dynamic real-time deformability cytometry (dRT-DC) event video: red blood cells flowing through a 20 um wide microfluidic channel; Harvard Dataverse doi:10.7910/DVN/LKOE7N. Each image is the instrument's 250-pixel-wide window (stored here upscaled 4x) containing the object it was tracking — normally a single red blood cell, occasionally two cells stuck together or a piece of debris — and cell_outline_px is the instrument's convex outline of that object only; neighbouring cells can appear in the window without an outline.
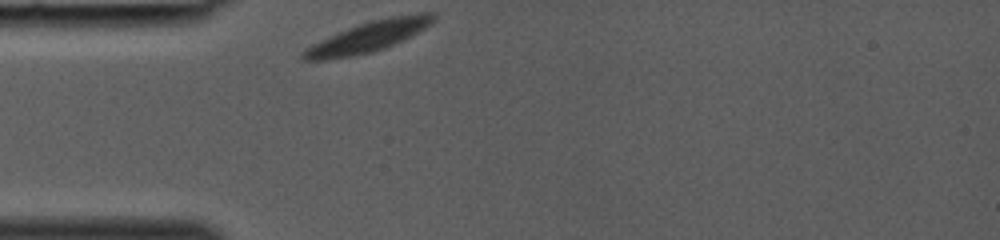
{"species": "common noctule bat (a hibernating species)", "species_latin": "Nyctalus noctula", "temperature_condition": "room temperature", "stored_images_in_passage": 26, "camera_frame_rate_fps": 3000, "um_per_image_px": 0.085, "animal": {"sex": "female", "body_mass_g": 19.0, "forearm_length_mm": 53.3}, "frame": {"image": 1, "passage_image": 1, "time_ms": 0.0, "image_size_px": [1000, 240], "cell_outline_px": [[436, 20], [432, 24], [384, 48], [372, 52], [352, 56], [328, 60], [304, 60], [300, 56], [300, 52], [312, 44], [348, 28], [372, 20], [392, 16], [420, 12], [436, 12]], "centroid_in_image_um": [31.31, 3.11], "position_along_channel_um": 53.7, "area_um2": 22.89}}
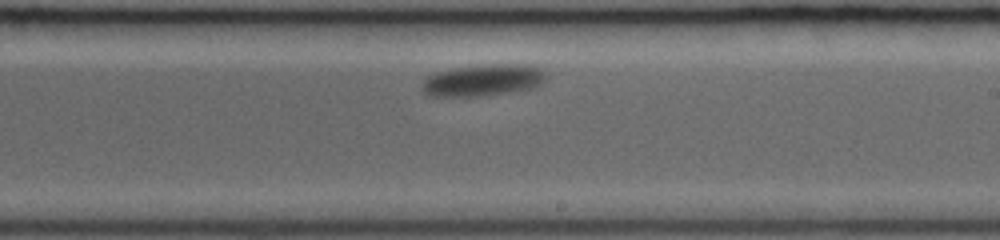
{"frame": {"image": 2, "passage_image": 15, "time_ms": 4.667, "image_size_px": [1000, 240], "cell_outline_px": [[544, 84], [532, 88], [512, 92], [484, 96], [432, 96], [424, 92], [420, 88], [420, 84], [428, 76], [436, 72], [456, 68], [488, 64], [528, 64], [544, 68]], "centroid_in_image_um": [41.09, 6.82], "position_along_channel_um": 247.9, "area_um2": 23.18}}
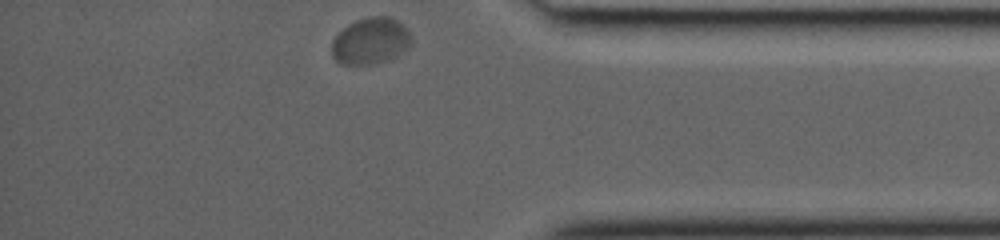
{"frame": {"image": 3, "passage_image": 26, "time_ms": 8.333, "image_size_px": [1000, 240], "cell_outline_px": [[412, 40], [408, 48], [396, 56], [372, 64], [340, 64], [332, 56], [332, 40], [348, 24], [356, 20], [368, 16], [388, 16], [404, 24]], "centroid_in_image_um": [31.49, 3.47], "position_along_channel_um": 403.7, "area_um2": 21.44}}